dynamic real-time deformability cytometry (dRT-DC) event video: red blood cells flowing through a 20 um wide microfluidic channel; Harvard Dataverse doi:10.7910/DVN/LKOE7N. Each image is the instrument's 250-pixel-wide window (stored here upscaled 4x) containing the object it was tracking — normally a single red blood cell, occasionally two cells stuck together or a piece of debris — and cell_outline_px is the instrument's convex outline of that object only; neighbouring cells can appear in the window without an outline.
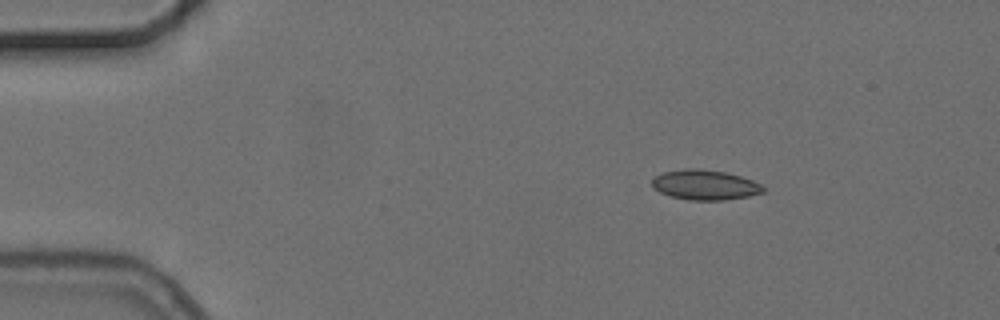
{"species": "common noctule bat (a hibernating species)", "species_latin": "Nyctalus noctula", "temperature_condition": "cold", "stored_images_in_passage": 4, "camera_frame_rate_fps": 3000, "um_per_image_px": 0.085, "animal": {"sex": "female", "body_mass_g": 24.6, "forearm_length_mm": 56.2}, "frame": {"image": 1, "passage_image": 1, "time_ms": 0.0, "image_size_px": [1000, 320], "cell_outline_px": [[764, 192], [748, 196], [724, 200], [688, 200], [672, 196], [660, 192], [652, 188], [652, 180], [656, 176], [664, 172], [684, 168], [700, 168], [724, 172], [740, 176], [752, 180], [760, 184], [764, 188]], "centroid_in_image_um": [59.9, 15.71], "position_along_channel_um": 25.1, "area_um2": 19.36}}
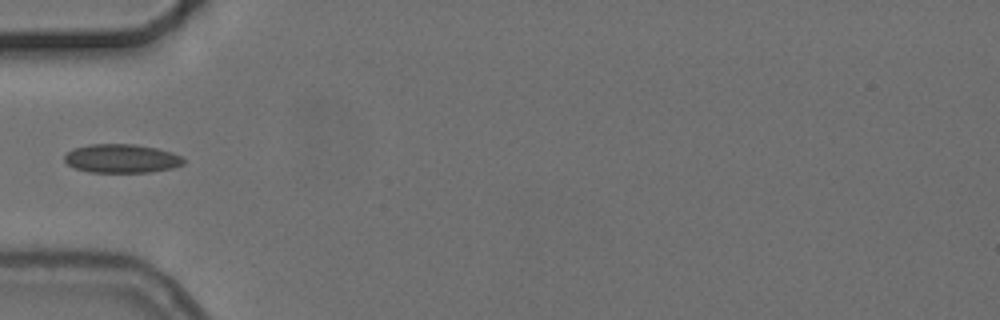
{"frame": {"image": 2, "passage_image": 4, "time_ms": 3.333, "image_size_px": [1000, 320], "cell_outline_px": [[184, 164], [172, 168], [148, 172], [88, 172], [76, 168], [68, 164], [64, 160], [64, 156], [72, 148], [88, 144], [136, 144], [156, 148], [172, 152], [180, 156], [184, 160]], "centroid_in_image_um": [10.32, 13.46], "position_along_channel_um": 74.7, "area_um2": 19.94}}